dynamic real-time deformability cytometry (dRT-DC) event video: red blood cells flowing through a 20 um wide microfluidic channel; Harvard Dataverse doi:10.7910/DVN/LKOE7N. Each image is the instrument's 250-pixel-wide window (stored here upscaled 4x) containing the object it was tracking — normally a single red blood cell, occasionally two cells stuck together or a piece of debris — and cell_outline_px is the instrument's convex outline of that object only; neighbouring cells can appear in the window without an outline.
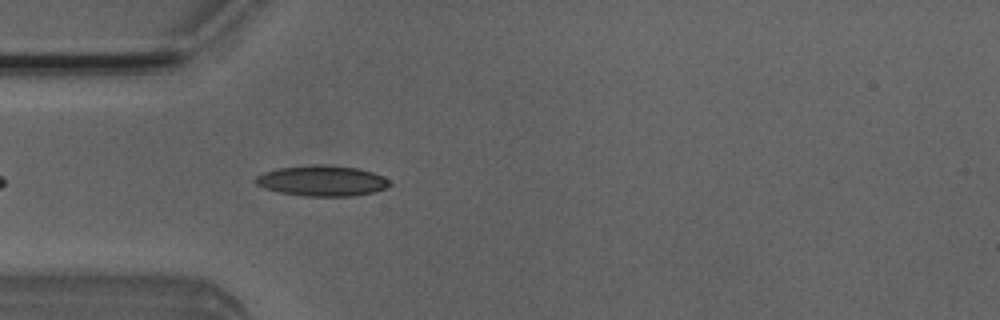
{"species": "Egyptian fruit bat (a non-hibernating species)", "species_latin": "Rousettus aegyptiacus", "temperature_condition": "room temperature", "stored_images_in_passage": 26, "camera_frame_rate_fps": 3000, "um_per_image_px": 0.085, "animal": {"sex": "male"}, "frame": {"image": 1, "passage_image": 4, "time_ms": 1.0, "image_size_px": [1000, 320], "cell_outline_px": [[392, 184], [388, 188], [376, 192], [352, 196], [304, 196], [280, 192], [264, 188], [256, 184], [252, 180], [256, 176], [264, 172], [280, 168], [312, 164], [320, 164], [356, 168], [372, 172], [384, 176]], "centroid_in_image_um": [27.39, 15.37], "position_along_channel_um": 57.6, "area_um2": 24.04}}
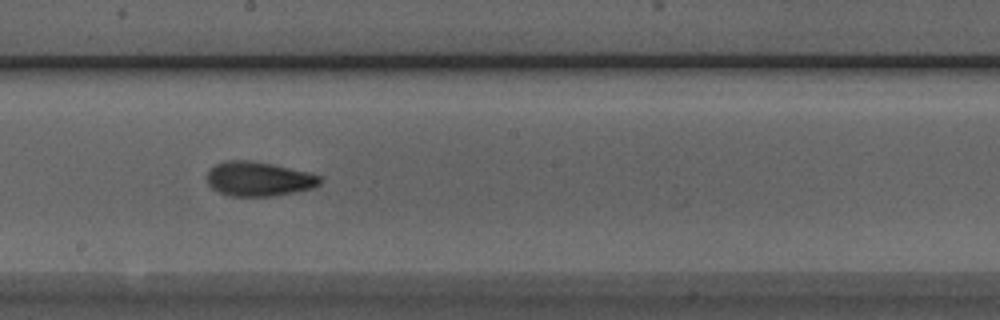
{"frame": {"image": 2, "passage_image": 17, "time_ms": 5.333, "image_size_px": [1000, 320], "cell_outline_px": [[324, 180], [316, 188], [272, 196], [232, 196], [220, 192], [212, 188], [208, 184], [208, 168], [224, 160], [252, 160], [312, 172], [320, 176]], "centroid_in_image_um": [22.04, 15.19], "position_along_channel_um": 226.2, "area_um2": 23.0}}
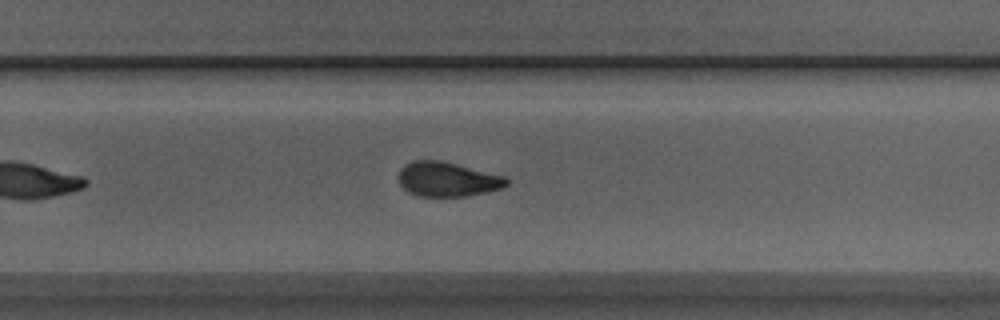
{"frame": {"image": 3, "passage_image": 22, "time_ms": 7.0, "image_size_px": [1000, 320], "cell_outline_px": [[508, 184], [500, 188], [484, 192], [464, 196], [420, 196], [408, 192], [400, 184], [396, 176], [400, 168], [404, 164], [412, 160], [440, 160], [504, 176], [508, 180]], "centroid_in_image_um": [37.95, 15.22], "position_along_channel_um": 291.9, "area_um2": 21.62}}